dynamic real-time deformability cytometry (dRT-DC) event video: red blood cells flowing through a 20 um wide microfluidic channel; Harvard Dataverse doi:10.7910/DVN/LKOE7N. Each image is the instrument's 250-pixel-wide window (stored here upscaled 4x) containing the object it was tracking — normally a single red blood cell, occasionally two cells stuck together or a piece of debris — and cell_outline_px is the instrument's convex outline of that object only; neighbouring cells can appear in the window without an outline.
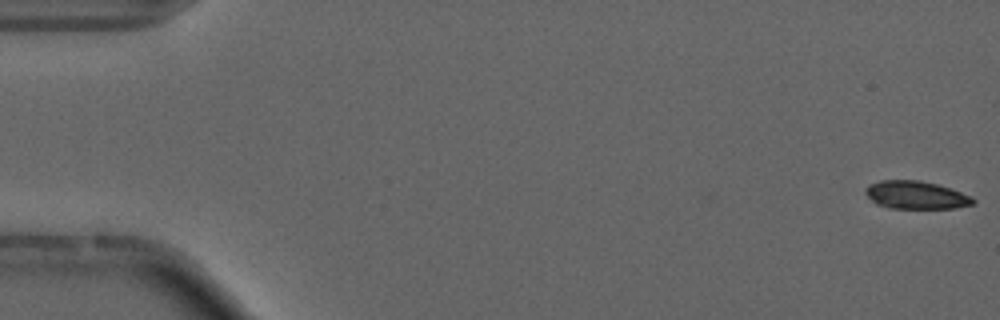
{"species": "common noctule bat (a hibernating species)", "species_latin": "Nyctalus noctula", "temperature_condition": "cold", "stored_images_in_passage": 17, "camera_frame_rate_fps": 3000, "um_per_image_px": 0.085, "animal": {"sex": "male", "forearm_length_mm": 52.5}, "frame": {"image": 1, "passage_image": 1, "time_ms": 0.0, "image_size_px": [1000, 320], "cell_outline_px": [[976, 200], [972, 204], [956, 208], [888, 208], [876, 204], [864, 192], [864, 188], [868, 184], [880, 180], [920, 180], [936, 184], [972, 196]], "centroid_in_image_um": [77.81, 16.57], "position_along_channel_um": 7.2, "area_um2": 17.51}}
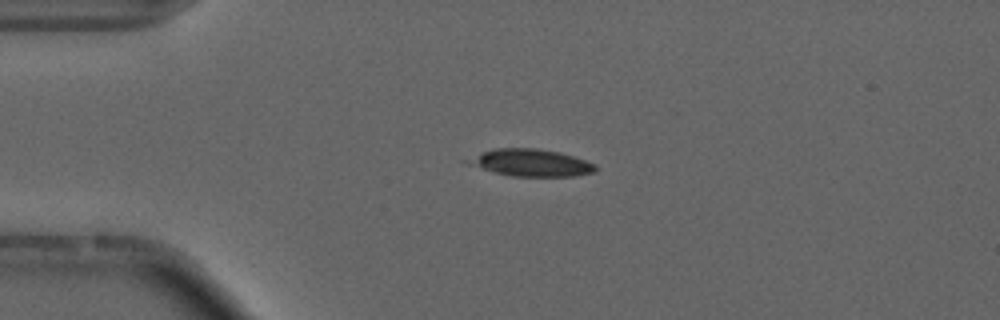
{"frame": {"image": 2, "passage_image": 13, "time_ms": 4.0, "image_size_px": [1000, 320], "cell_outline_px": [[596, 172], [576, 176], [512, 176], [480, 168], [468, 164], [472, 160], [484, 152], [492, 148], [536, 148], [560, 152], [596, 164]], "centroid_in_image_um": [45.24, 13.84], "position_along_channel_um": 39.8, "area_um2": 19.65}}